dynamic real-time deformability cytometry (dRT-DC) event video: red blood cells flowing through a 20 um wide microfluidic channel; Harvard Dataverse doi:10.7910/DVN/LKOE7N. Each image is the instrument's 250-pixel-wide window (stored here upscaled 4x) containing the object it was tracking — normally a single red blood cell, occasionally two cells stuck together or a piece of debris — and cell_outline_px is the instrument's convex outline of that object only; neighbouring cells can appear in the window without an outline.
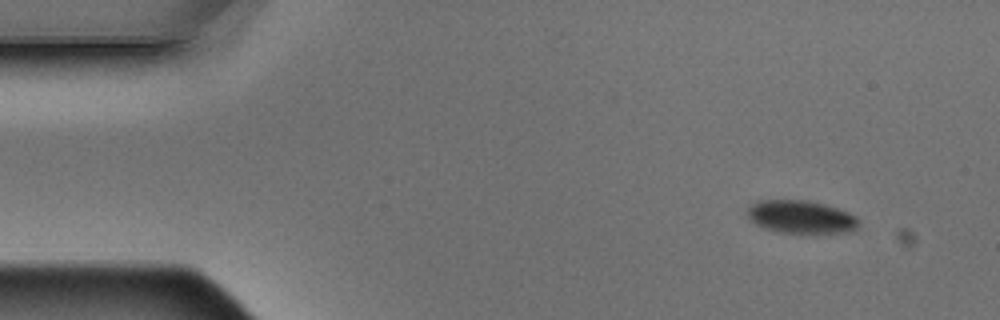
{"species": "Egyptian fruit bat (a non-hibernating species)", "species_latin": "Rousettus aegyptiacus", "temperature_condition": "warm", "stored_images_in_passage": 4, "camera_frame_rate_fps": 3000, "um_per_image_px": 0.085, "animal": {"sex": "male"}, "frame": {"image": 1, "passage_image": 1, "time_ms": 0.0, "image_size_px": [1000, 320], "cell_outline_px": [[860, 228], [852, 232], [784, 232], [768, 228], [756, 224], [748, 216], [748, 208], [756, 200], [808, 200], [824, 204], [848, 212], [856, 216], [860, 220]], "centroid_in_image_um": [68.16, 18.42], "position_along_channel_um": 16.8, "area_um2": 21.15}}
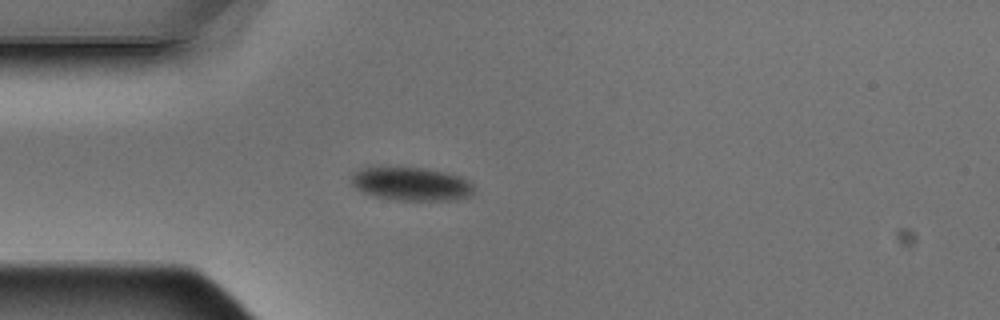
{"frame": {"image": 2, "passage_image": 4, "time_ms": 1.0, "image_size_px": [1000, 320], "cell_outline_px": [[476, 188], [472, 196], [456, 200], [396, 200], [376, 196], [364, 192], [356, 188], [352, 184], [352, 172], [360, 168], [372, 164], [428, 168], [460, 176], [468, 180]], "centroid_in_image_um": [34.94, 15.58], "position_along_channel_um": 50.1, "area_um2": 24.85}}